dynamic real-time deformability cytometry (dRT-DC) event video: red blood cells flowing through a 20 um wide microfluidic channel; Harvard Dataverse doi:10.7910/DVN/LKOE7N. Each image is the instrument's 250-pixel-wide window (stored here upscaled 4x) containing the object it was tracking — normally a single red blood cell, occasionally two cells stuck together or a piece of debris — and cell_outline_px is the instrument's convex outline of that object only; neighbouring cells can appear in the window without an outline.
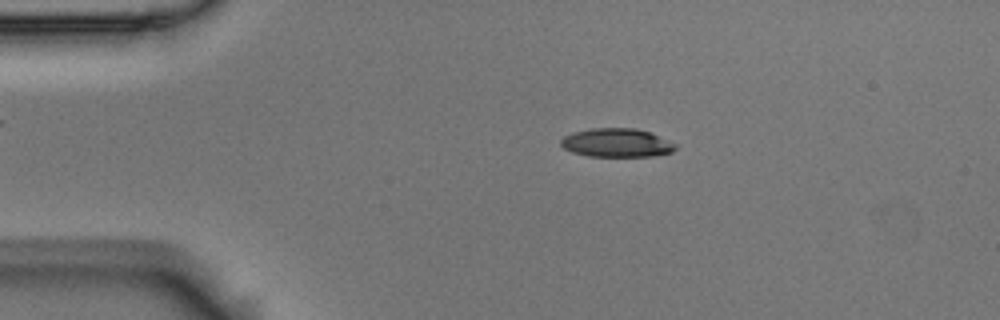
{"species": "Egyptian fruit bat (a non-hibernating species)", "species_latin": "Rousettus aegyptiacus", "temperature_condition": "room temperature", "stored_images_in_passage": 4, "camera_frame_rate_fps": 3000, "um_per_image_px": 0.085, "animal": {"sex": "male"}, "frame": {"image": 1, "passage_image": 2, "time_ms": 0.333, "image_size_px": [1000, 320], "cell_outline_px": [[676, 148], [672, 152], [656, 156], [588, 156], [572, 152], [564, 148], [560, 144], [560, 140], [564, 136], [572, 132], [592, 128], [636, 128], [648, 132], [676, 144]], "centroid_in_image_um": [52.39, 12.14], "position_along_channel_um": 32.6, "area_um2": 19.07}}
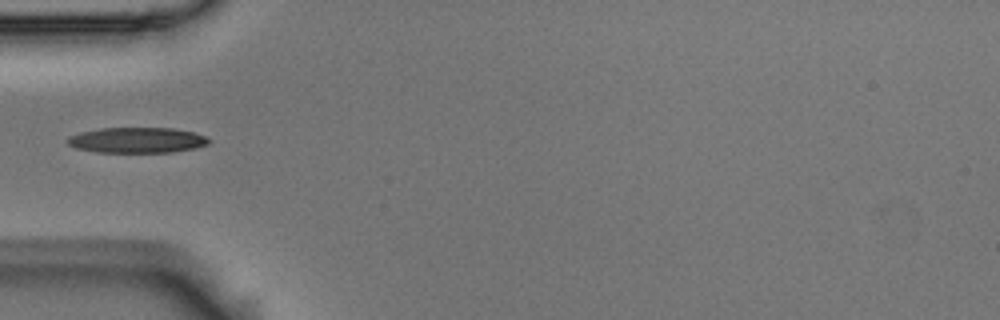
{"frame": {"image": 2, "passage_image": 4, "time_ms": 1.0, "image_size_px": [1000, 320], "cell_outline_px": [[212, 140], [208, 144], [192, 148], [172, 152], [96, 152], [76, 148], [68, 144], [64, 140], [68, 136], [80, 132], [100, 128], [172, 128], [192, 132], [204, 136]], "centroid_in_image_um": [11.59, 11.91], "position_along_channel_um": 73.4, "area_um2": 20.98}}